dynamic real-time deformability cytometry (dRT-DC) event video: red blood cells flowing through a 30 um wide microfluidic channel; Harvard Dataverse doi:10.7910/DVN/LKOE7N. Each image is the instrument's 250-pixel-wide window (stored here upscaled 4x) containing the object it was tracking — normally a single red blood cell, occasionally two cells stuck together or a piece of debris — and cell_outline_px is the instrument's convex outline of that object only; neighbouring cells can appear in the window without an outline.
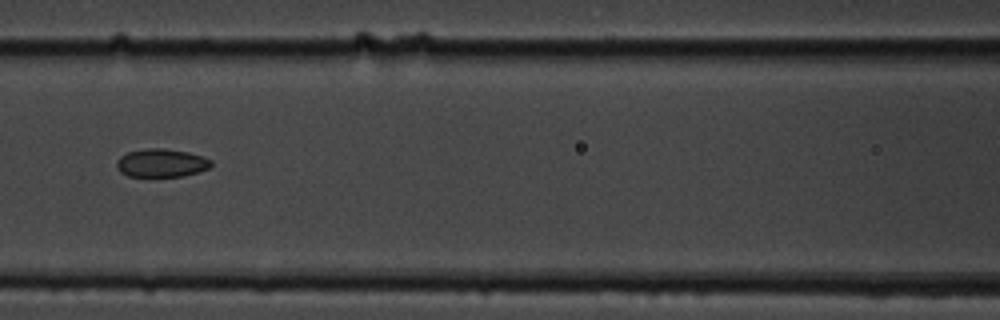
{"species": "common noctule bat (a hibernating species)", "species_latin": "Nyctalus noctula", "temperature_condition": "cold", "stored_images_in_passage": 14, "camera_frame_rate_fps": 3000, "um_per_image_px": 0.085, "animal": {"sex": "male", "body_mass_g": 19.5, "forearm_length_mm": 54.6}, "frame": {"image": 1, "passage_image": 7, "time_ms": 8.0, "image_size_px": [1000, 320], "cell_outline_px": [[212, 164], [208, 168], [184, 176], [128, 176], [120, 172], [116, 164], [116, 160], [120, 156], [128, 152], [148, 148], [164, 148], [188, 152], [204, 156], [212, 160]], "centroid_in_image_um": [13.72, 13.84], "position_along_channel_um": 152.9, "area_um2": 15.55}}
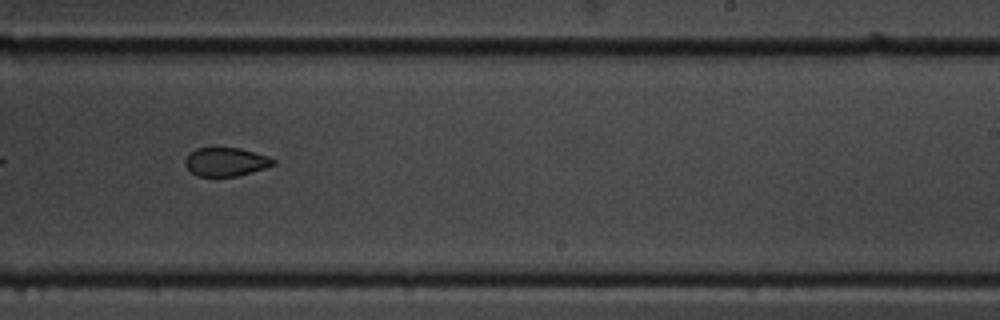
{"frame": {"image": 2, "passage_image": 10, "time_ms": 11.333, "image_size_px": [1000, 320], "cell_outline_px": [[276, 164], [264, 168], [236, 176], [196, 176], [184, 164], [184, 160], [188, 152], [196, 148], [240, 148], [268, 156], [276, 160]], "centroid_in_image_um": [19.17, 13.75], "position_along_channel_um": 269.8, "area_um2": 14.68}}
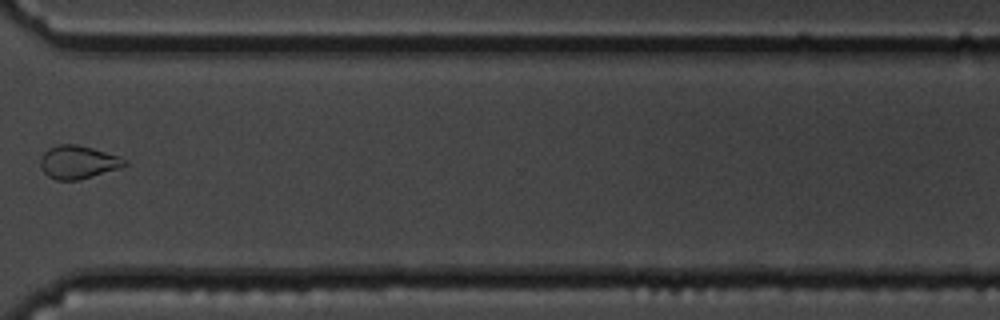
{"frame": {"image": 3, "passage_image": 12, "time_ms": 14.0, "image_size_px": [1000, 320], "cell_outline_px": [[128, 164], [120, 168], [80, 180], [56, 180], [48, 176], [44, 172], [40, 164], [40, 156], [48, 148], [60, 144], [76, 144], [92, 148], [128, 160]], "centroid_in_image_um": [6.62, 13.79], "position_along_channel_um": 364.0, "area_um2": 16.24}, "authors_computed_cell_mechanics": {"area_um2": 16.5019, "velocity_mm_per_s": 3.5307, "shape_relaxation_time_tau1_ms": null, "shape_relaxation_time_tau2_ms": 4.3617, "deformation_change_tau1": null, "deformation_change_tau2": 0.0768}}